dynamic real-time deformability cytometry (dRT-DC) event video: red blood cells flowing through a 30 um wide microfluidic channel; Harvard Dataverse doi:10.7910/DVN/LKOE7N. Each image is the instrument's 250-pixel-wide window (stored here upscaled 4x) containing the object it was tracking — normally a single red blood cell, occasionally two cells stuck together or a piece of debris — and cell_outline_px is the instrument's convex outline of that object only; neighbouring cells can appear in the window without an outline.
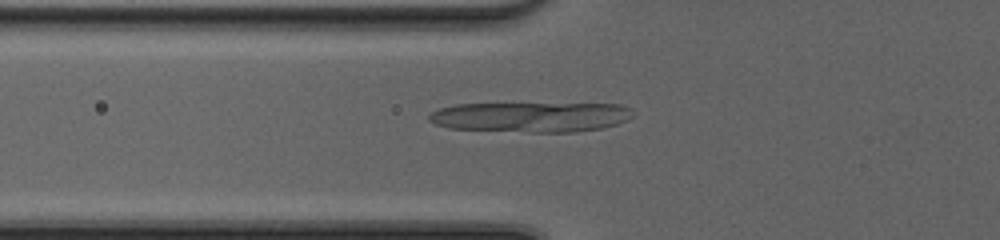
{"species": "common noctule bat (a hibernating species)", "species_latin": "Nyctalus noctula", "temperature_condition": "cold", "stored_images_in_passage": 52, "camera_frame_rate_fps": 3000, "um_per_image_px": 0.085, "animal": {"sex": "female", "body_mass_g": 20.0, "forearm_length_mm": 54.0}, "frame": {"image": 1, "passage_image": 22, "time_ms": 7.0, "image_size_px": [1000, 240], "cell_outline_px": [[632, 116], [628, 120], [616, 124], [600, 128], [576, 132], [532, 132], [448, 128], [436, 124], [428, 120], [428, 116], [432, 112], [440, 108], [456, 104], [620, 104], [632, 108]], "centroid_in_image_um": [45.14, 9.94], "position_along_channel_um": 80.7, "area_um2": 35.6}}
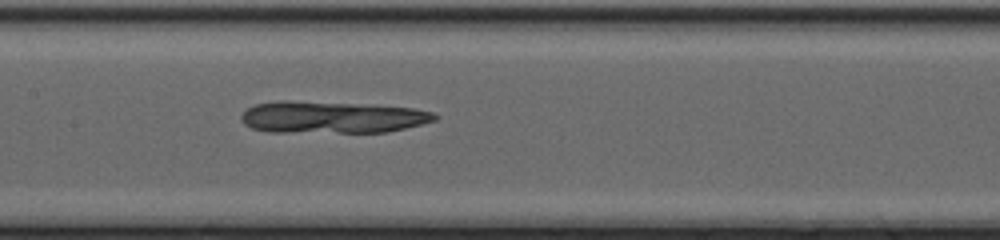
{"frame": {"image": 2, "passage_image": 29, "time_ms": 9.333, "image_size_px": [1000, 240], "cell_outline_px": [[440, 116], [436, 120], [404, 128], [384, 132], [268, 132], [252, 128], [244, 124], [240, 120], [240, 116], [248, 108], [256, 104], [280, 100], [288, 100], [352, 104], [412, 108], [432, 112]], "centroid_in_image_um": [28.16, 9.97], "position_along_channel_um": 179.2, "area_um2": 35.66}}
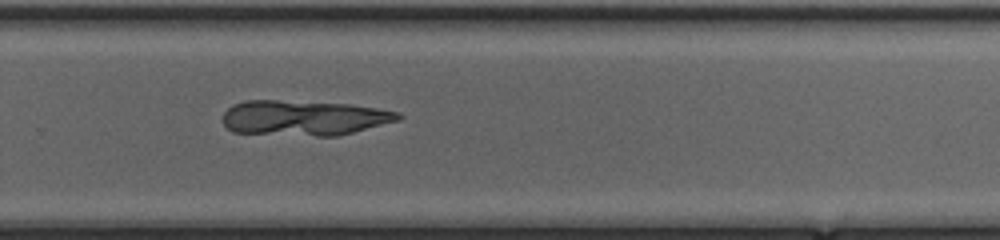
{"frame": {"image": 3, "passage_image": 38, "time_ms": 12.333, "image_size_px": [1000, 240], "cell_outline_px": [[404, 116], [400, 120], [336, 136], [316, 136], [232, 132], [220, 120], [224, 112], [232, 104], [244, 100], [276, 100], [352, 104], [400, 112]], "centroid_in_image_um": [25.81, 10.01], "position_along_channel_um": 304.0, "area_um2": 36.18}}